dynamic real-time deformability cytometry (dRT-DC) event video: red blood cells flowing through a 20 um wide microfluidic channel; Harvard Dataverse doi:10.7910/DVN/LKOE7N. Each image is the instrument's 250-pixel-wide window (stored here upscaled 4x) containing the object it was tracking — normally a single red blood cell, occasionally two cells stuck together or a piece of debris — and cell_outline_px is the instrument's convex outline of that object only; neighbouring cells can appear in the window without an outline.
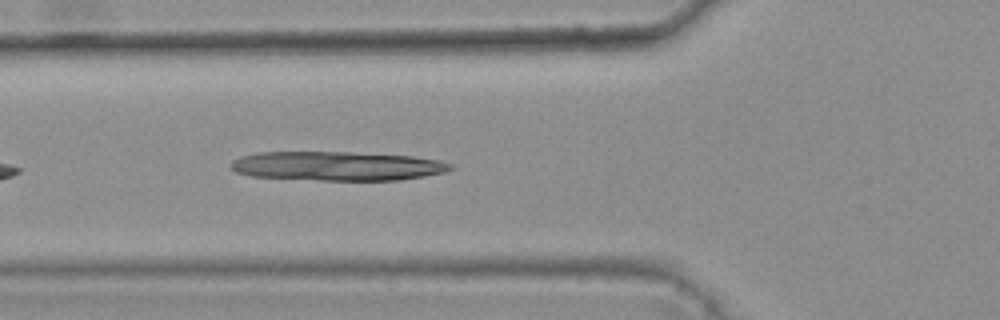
{"species": "common noctule bat (a hibernating species)", "species_latin": "Nyctalus noctula", "temperature_condition": "warm", "stored_images_in_passage": 31, "camera_frame_rate_fps": 3000, "um_per_image_px": 0.085, "animal": {"sex": "female", "body_mass_g": 25.1}, "frame": {"image": 1, "passage_image": 6, "time_ms": 1.667, "image_size_px": [1000, 320], "cell_outline_px": [[452, 168], [444, 172], [424, 176], [400, 180], [320, 180], [252, 176], [236, 172], [232, 168], [232, 160], [240, 156], [256, 152], [348, 152], [412, 156], [440, 160], [452, 164]], "centroid_in_image_um": [28.65, 14.1], "position_along_channel_um": 97.1, "area_um2": 37.17}}
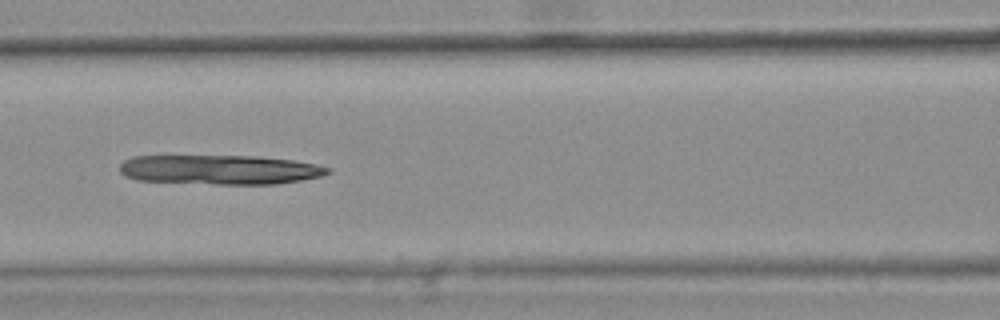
{"frame": {"image": 2, "passage_image": 10, "time_ms": 3.0, "image_size_px": [1000, 320], "cell_outline_px": [[332, 172], [320, 176], [300, 180], [276, 184], [216, 184], [136, 180], [124, 176], [120, 172], [120, 164], [124, 160], [132, 156], [260, 156], [292, 160], [316, 164], [332, 168]], "centroid_in_image_um": [18.68, 14.42], "position_along_channel_um": 147.9, "area_um2": 35.89}}
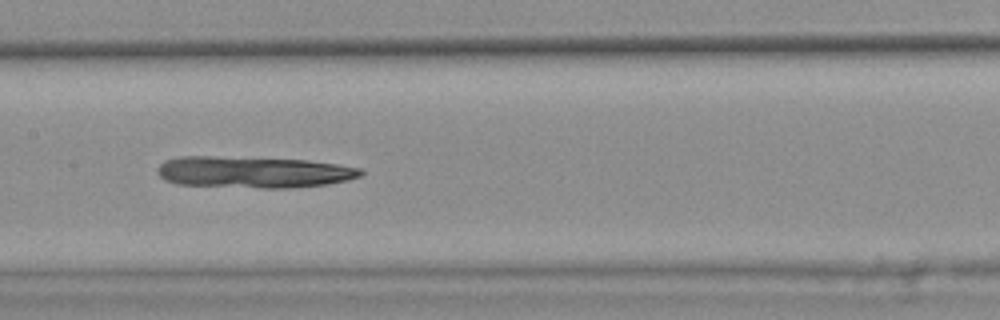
{"frame": {"image": 3, "passage_image": 13, "time_ms": 4.0, "image_size_px": [1000, 320], "cell_outline_px": [[364, 172], [360, 176], [348, 180], [328, 184], [292, 188], [260, 188], [176, 184], [164, 180], [156, 172], [156, 168], [164, 160], [180, 156], [212, 156], [308, 160], [336, 164], [360, 168]], "centroid_in_image_um": [21.5, 14.63], "position_along_channel_um": 185.9, "area_um2": 37.57}}